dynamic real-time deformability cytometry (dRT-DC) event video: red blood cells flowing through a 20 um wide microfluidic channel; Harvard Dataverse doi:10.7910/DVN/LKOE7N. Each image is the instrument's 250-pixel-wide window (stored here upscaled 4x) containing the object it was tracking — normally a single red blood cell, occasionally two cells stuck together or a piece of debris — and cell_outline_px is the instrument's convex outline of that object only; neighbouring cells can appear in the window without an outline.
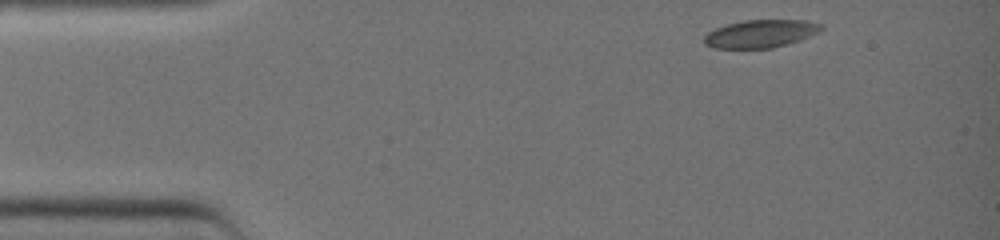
{"species": "common noctule bat (a hibernating species)", "species_latin": "Nyctalus noctula", "temperature_condition": "warm", "stored_images_in_passage": 32, "camera_frame_rate_fps": 3000, "um_per_image_px": 0.085, "animal": {"sex": "female", "body_mass_g": 19.0, "forearm_length_mm": 51.5}, "frame": {"image": 1, "passage_image": 1, "time_ms": 0.0, "image_size_px": [1000, 240], "cell_outline_px": [[824, 28], [800, 40], [772, 48], [712, 48], [704, 44], [704, 36], [708, 32], [716, 28], [728, 24], [744, 20], [808, 20], [824, 24]], "centroid_in_image_um": [64.65, 2.86], "position_along_channel_um": 20.4, "area_um2": 18.96}}
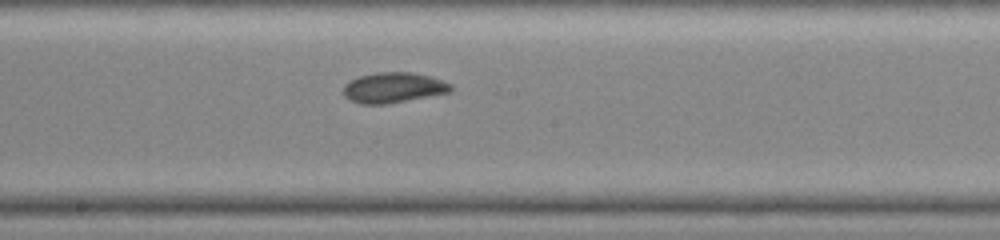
{"frame": {"image": 2, "passage_image": 18, "time_ms": 5.667, "image_size_px": [1000, 240], "cell_outline_px": [[452, 92], [388, 104], [360, 104], [348, 100], [344, 96], [344, 84], [348, 80], [360, 76], [376, 72], [412, 72], [444, 80], [452, 84]], "centroid_in_image_um": [33.44, 7.45], "position_along_channel_um": 214.8, "area_um2": 19.31}}
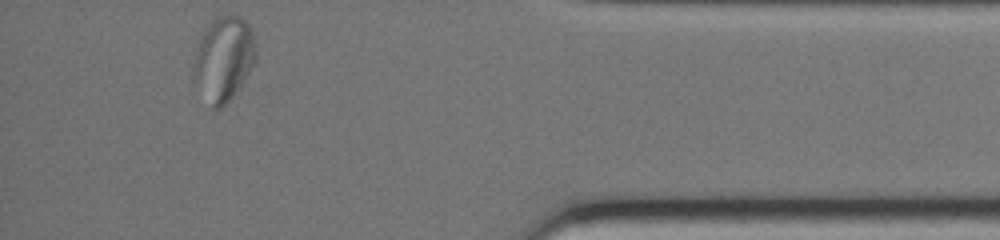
{"frame": {"image": 3, "passage_image": 32, "time_ms": 10.333, "image_size_px": [1000, 240], "cell_outline_px": [[256, 60], [252, 68], [244, 80], [232, 96], [220, 108], [212, 108], [192, 80], [192, 68], [200, 36], [208, 24], [216, 16], [240, 16], [252, 28], [256, 44]], "centroid_in_image_um": [19.0, 4.98], "position_along_channel_um": 416.2, "area_um2": 30.81}}